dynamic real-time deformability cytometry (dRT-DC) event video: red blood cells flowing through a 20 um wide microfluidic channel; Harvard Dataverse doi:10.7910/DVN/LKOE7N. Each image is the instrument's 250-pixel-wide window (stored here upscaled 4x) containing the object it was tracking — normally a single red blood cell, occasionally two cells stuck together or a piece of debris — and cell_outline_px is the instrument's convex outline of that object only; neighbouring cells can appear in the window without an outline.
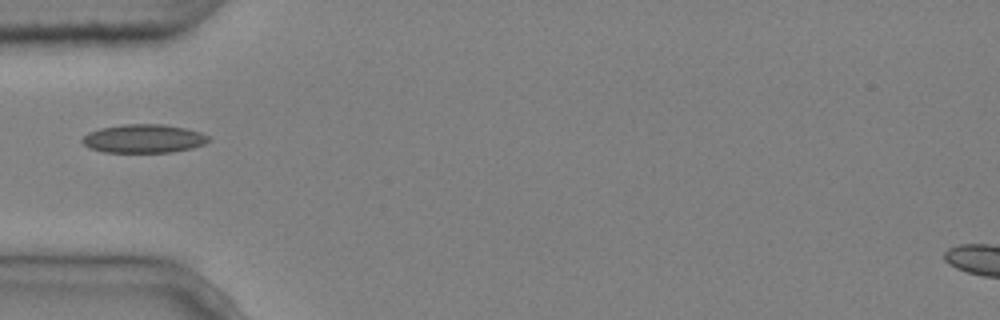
{"species": "common noctule bat (a hibernating species)", "species_latin": "Nyctalus noctula", "temperature_condition": "cold", "stored_images_in_passage": 1, "camera_frame_rate_fps": 3000, "um_per_image_px": 0.085, "animal": {"sex": "male", "body_mass_g": 20.4}, "frame": {"image": 1, "passage_image": 1, "time_ms": 0.0, "image_size_px": [1000, 320], "cell_outline_px": [[212, 140], [204, 144], [192, 148], [172, 152], [104, 152], [88, 148], [80, 140], [88, 132], [100, 128], [124, 124], [164, 124], [184, 128], [200, 132], [212, 136]], "centroid_in_image_um": [12.24, 11.78], "position_along_channel_um": 72.8, "area_um2": 21.21}}